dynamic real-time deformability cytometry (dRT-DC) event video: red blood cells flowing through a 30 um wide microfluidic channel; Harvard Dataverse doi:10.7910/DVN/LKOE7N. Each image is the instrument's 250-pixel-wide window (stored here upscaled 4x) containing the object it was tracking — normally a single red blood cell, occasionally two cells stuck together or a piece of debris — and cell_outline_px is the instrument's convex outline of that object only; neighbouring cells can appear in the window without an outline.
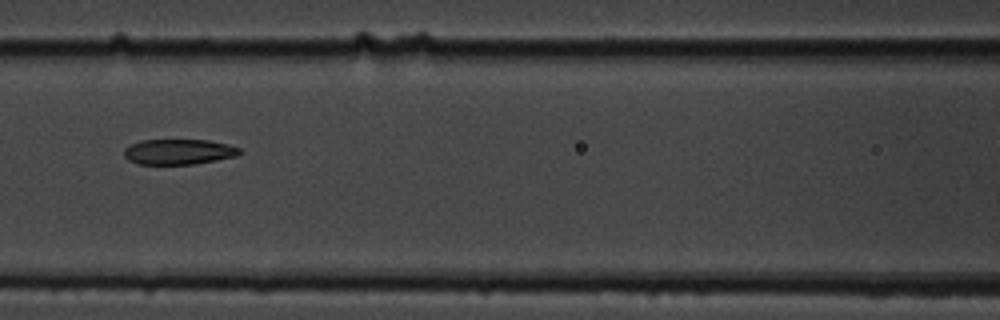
{"species": "common noctule bat (a hibernating species)", "species_latin": "Nyctalus noctula", "temperature_condition": "cold", "stored_images_in_passage": 10, "camera_frame_rate_fps": 3000, "um_per_image_px": 0.085, "animal": {"sex": "male", "body_mass_g": 19.5, "forearm_length_mm": 54.6}, "frame": {"image": 1, "passage_image": 6, "time_ms": 7.0, "image_size_px": [1000, 320], "cell_outline_px": [[244, 152], [236, 156], [216, 160], [192, 164], [140, 164], [128, 160], [124, 156], [124, 148], [140, 140], [208, 140], [228, 144], [240, 148]], "centroid_in_image_um": [15.2, 12.9], "position_along_channel_um": 151.4, "area_um2": 17.11}}
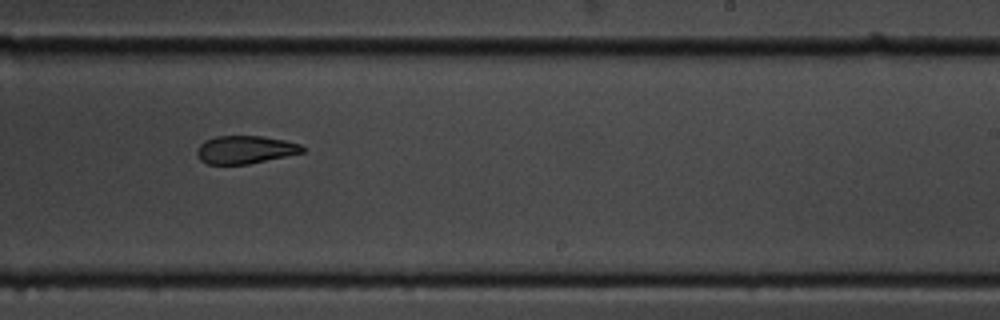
{"frame": {"image": 2, "passage_image": 9, "time_ms": 10.333, "image_size_px": [1000, 320], "cell_outline_px": [[304, 152], [248, 164], [208, 164], [200, 160], [196, 156], [196, 152], [200, 144], [204, 140], [216, 136], [264, 136], [284, 140], [300, 144], [304, 148]], "centroid_in_image_um": [20.8, 12.72], "position_along_channel_um": 268.2, "area_um2": 17.17}}
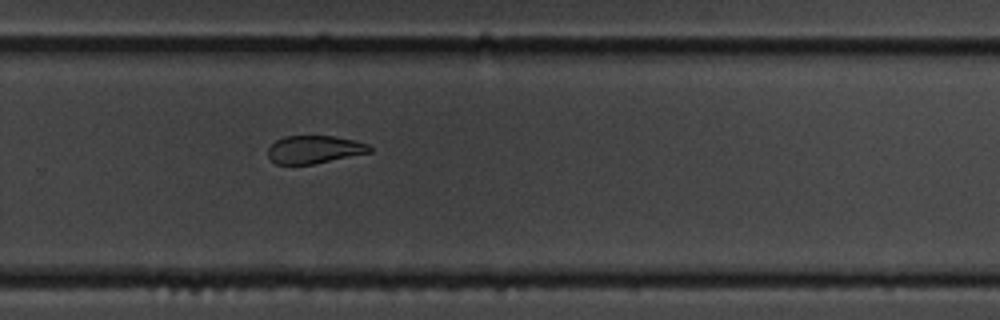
{"frame": {"image": 3, "passage_image": 10, "time_ms": 11.333, "image_size_px": [1000, 320], "cell_outline_px": [[372, 152], [312, 164], [276, 164], [268, 156], [268, 148], [276, 140], [284, 136], [332, 136], [356, 140], [368, 144], [372, 148]], "centroid_in_image_um": [26.73, 12.7], "position_along_channel_um": 303.1, "area_um2": 16.47}}